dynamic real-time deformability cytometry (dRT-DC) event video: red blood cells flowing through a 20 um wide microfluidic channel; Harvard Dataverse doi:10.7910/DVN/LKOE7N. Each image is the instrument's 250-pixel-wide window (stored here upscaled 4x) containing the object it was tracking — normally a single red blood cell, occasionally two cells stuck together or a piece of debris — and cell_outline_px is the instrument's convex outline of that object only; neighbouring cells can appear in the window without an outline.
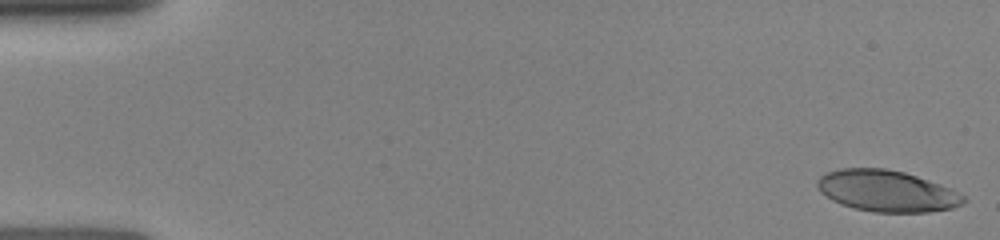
{"species": "human", "species_latin": "Homo sapiens", "temperature_condition": "room temperature", "stored_images_in_passage": 39, "camera_frame_rate_fps": 3000, "um_per_image_px": 0.085, "donor": {"sex": "female"}, "frame": {"image": 1, "passage_image": 1, "time_ms": 0.0, "image_size_px": [1000, 240], "cell_outline_px": [[968, 200], [964, 204], [952, 208], [928, 212], [872, 212], [852, 208], [840, 204], [832, 200], [820, 192], [816, 184], [816, 180], [820, 176], [828, 172], [840, 168], [884, 168], [904, 172], [952, 188], [960, 192]], "centroid_in_image_um": [75.39, 16.24], "position_along_channel_um": 9.6, "area_um2": 35.55}}
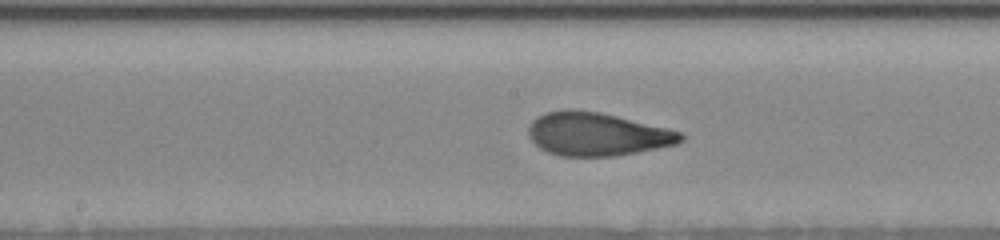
{"frame": {"image": 2, "passage_image": 22, "time_ms": 8.0, "image_size_px": [1000, 240], "cell_outline_px": [[684, 140], [676, 144], [616, 156], [560, 156], [548, 152], [540, 148], [528, 136], [528, 128], [532, 120], [536, 116], [548, 112], [564, 108], [572, 108], [600, 112], [668, 128], [684, 132]], "centroid_in_image_um": [50.74, 11.38], "position_along_channel_um": 197.5, "area_um2": 38.61}}
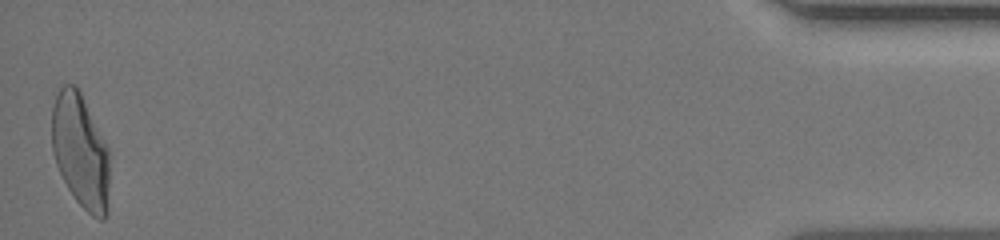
{"frame": {"image": 3, "passage_image": 39, "time_ms": 15.667, "image_size_px": [1000, 240], "cell_outline_px": [[108, 212], [104, 220], [100, 220], [92, 216], [76, 200], [68, 188], [56, 164], [52, 152], [52, 108], [56, 92], [64, 84], [72, 84], [80, 92], [108, 148]], "centroid_in_image_um": [6.83, 12.86], "position_along_channel_um": 428.4, "area_um2": 38.09}}